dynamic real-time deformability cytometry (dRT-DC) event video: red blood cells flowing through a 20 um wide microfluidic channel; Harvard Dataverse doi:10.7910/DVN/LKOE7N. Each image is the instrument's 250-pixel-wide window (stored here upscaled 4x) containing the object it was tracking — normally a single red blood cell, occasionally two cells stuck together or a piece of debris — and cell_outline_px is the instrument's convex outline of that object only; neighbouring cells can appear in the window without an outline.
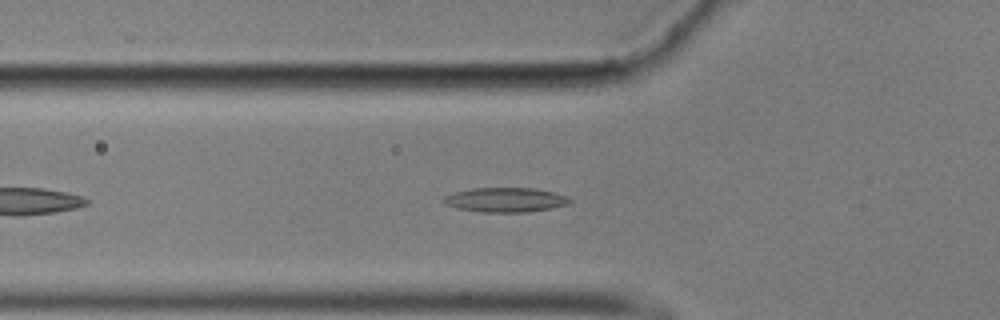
{"species": "common noctule bat (a hibernating species)", "species_latin": "Nyctalus noctula", "temperature_condition": "cold", "stored_images_in_passage": 45, "camera_frame_rate_fps": 3000, "um_per_image_px": 0.085, "animal": {"sex": "male", "body_mass_g": 17.9}, "frame": {"image": 1, "passage_image": 8, "time_ms": 2.333, "image_size_px": [1000, 320], "cell_outline_px": [[572, 200], [568, 204], [552, 208], [528, 212], [480, 212], [456, 208], [444, 204], [440, 200], [444, 196], [456, 192], [472, 188], [536, 188], [556, 192], [568, 196]], "centroid_in_image_um": [42.97, 16.98], "position_along_channel_um": 82.8, "area_um2": 18.26}}
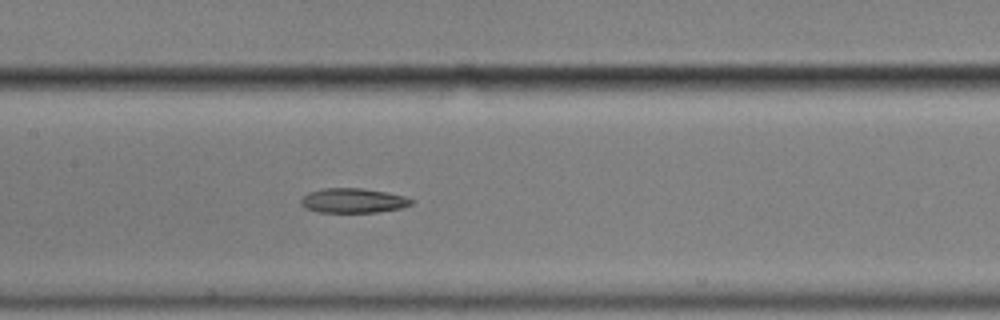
{"frame": {"image": 2, "passage_image": 16, "time_ms": 5.0, "image_size_px": [1000, 320], "cell_outline_px": [[412, 204], [400, 208], [380, 212], [316, 212], [300, 204], [300, 200], [308, 192], [324, 188], [360, 188], [388, 192], [404, 196], [412, 200]], "centroid_in_image_um": [30.01, 17.05], "position_along_channel_um": 177.4, "area_um2": 15.78}}
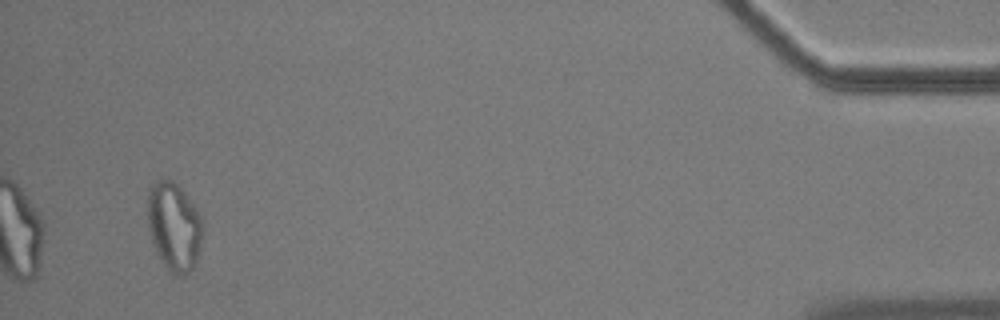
{"frame": {"image": 3, "passage_image": 43, "time_ms": 14.0, "image_size_px": [1000, 320], "cell_outline_px": [[204, 228], [196, 264], [184, 276], [176, 276], [168, 272], [156, 252], [148, 228], [148, 188], [156, 180], [172, 180], [180, 184], [204, 220]], "centroid_in_image_um": [14.82, 19.25], "position_along_channel_um": 420.4, "area_um2": 29.02}, "authors_computed_cell_mechanics": {"area_um2": 18.2648, "velocity_mm_per_s": 3.5109, "shape_relaxation_time_tau1_ms": null, "shape_relaxation_time_tau2_ms": 6.5305, "deformation_change_tau1": null, "deformation_change_tau2": 0.16}}